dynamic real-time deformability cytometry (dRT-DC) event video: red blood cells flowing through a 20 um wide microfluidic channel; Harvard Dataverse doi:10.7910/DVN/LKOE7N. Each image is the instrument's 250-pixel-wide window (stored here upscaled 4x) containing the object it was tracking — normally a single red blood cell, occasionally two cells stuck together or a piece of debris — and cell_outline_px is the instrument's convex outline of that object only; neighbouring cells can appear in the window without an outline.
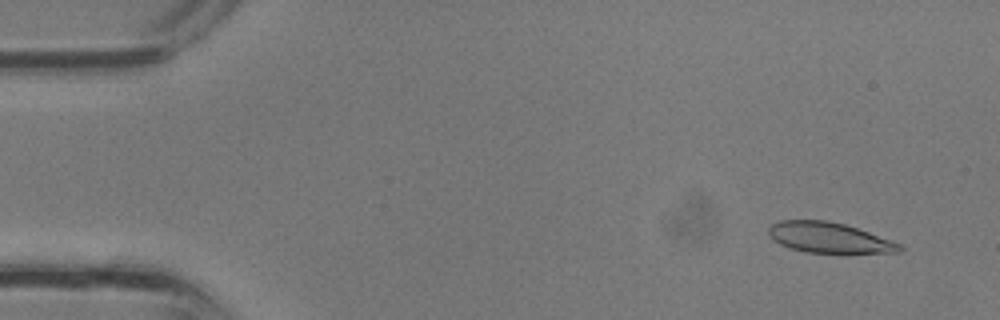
{"species": "common noctule bat (a hibernating species)", "species_latin": "Nyctalus noctula", "temperature_condition": "room temperature", "stored_images_in_passage": 15, "camera_frame_rate_fps": 3000, "um_per_image_px": 0.085, "animal": {"sex": "male", "body_mass_g": 13.3}, "frame": {"image": 1, "passage_image": 3, "time_ms": 0.667, "image_size_px": [1000, 320], "cell_outline_px": [[904, 248], [900, 252], [808, 252], [788, 248], [772, 240], [768, 232], [768, 228], [772, 224], [780, 220], [828, 220], [844, 224], [868, 232], [900, 244]], "centroid_in_image_um": [70.4, 20.19], "position_along_channel_um": 14.6, "area_um2": 22.89}}
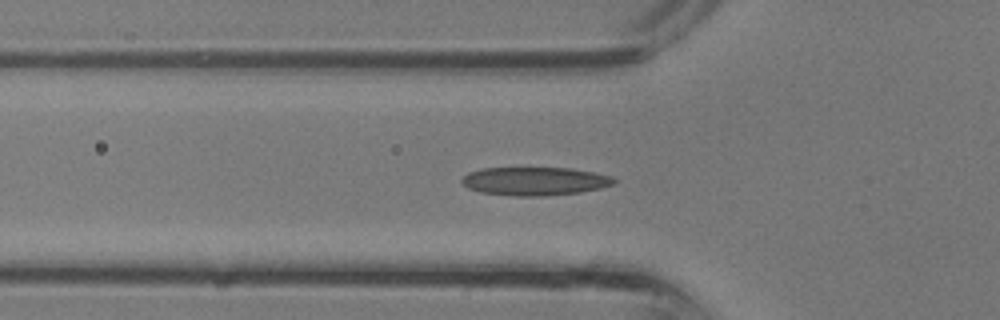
{"frame": {"image": 2, "passage_image": 12, "time_ms": 3.667, "image_size_px": [1000, 320], "cell_outline_px": [[616, 184], [600, 188], [580, 192], [544, 196], [516, 196], [480, 192], [468, 188], [460, 184], [460, 180], [468, 172], [480, 168], [572, 168], [596, 172], [612, 176], [616, 180]], "centroid_in_image_um": [45.45, 15.39], "position_along_channel_um": 80.3, "area_um2": 25.43}}
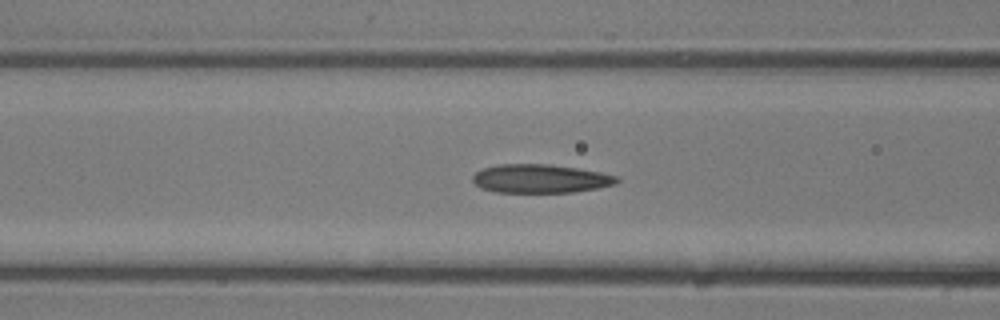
{"frame": {"image": 3, "passage_image": 14, "time_ms": 4.333, "image_size_px": [1000, 320], "cell_outline_px": [[620, 180], [616, 184], [596, 188], [572, 192], [496, 192], [480, 188], [472, 180], [472, 176], [476, 172], [484, 168], [500, 164], [548, 164], [576, 168], [600, 172], [616, 176]], "centroid_in_image_um": [45.91, 15.18], "position_along_channel_um": 120.7, "area_um2": 23.87}}